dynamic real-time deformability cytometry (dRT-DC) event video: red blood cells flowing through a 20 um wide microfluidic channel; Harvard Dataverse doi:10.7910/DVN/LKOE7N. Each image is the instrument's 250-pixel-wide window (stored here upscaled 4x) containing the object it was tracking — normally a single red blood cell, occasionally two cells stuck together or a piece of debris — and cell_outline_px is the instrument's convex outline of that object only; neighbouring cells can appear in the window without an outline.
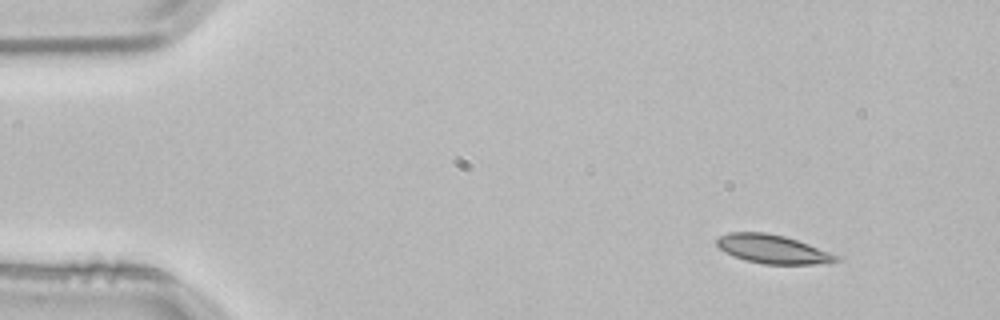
{"species": "common noctule bat (a hibernating species)", "species_latin": "Nyctalus noctula", "temperature_condition": "room temperature", "stored_images_in_passage": 3, "camera_frame_rate_fps": 3000, "um_per_image_px": 0.085, "animal": {"sex": "male", "body_mass_g": 21.5, "forearm_length_mm": 52.0}, "frame": {"image": 1, "passage_image": 1, "time_ms": 0.0, "image_size_px": [1000, 320], "cell_outline_px": [[840, 260], [832, 264], [764, 264], [744, 260], [732, 256], [724, 252], [716, 244], [716, 240], [720, 236], [728, 232], [764, 232], [784, 236], [808, 244], [840, 256]], "centroid_in_image_um": [65.69, 21.19], "position_along_channel_um": 19.3, "area_um2": 20.11}}
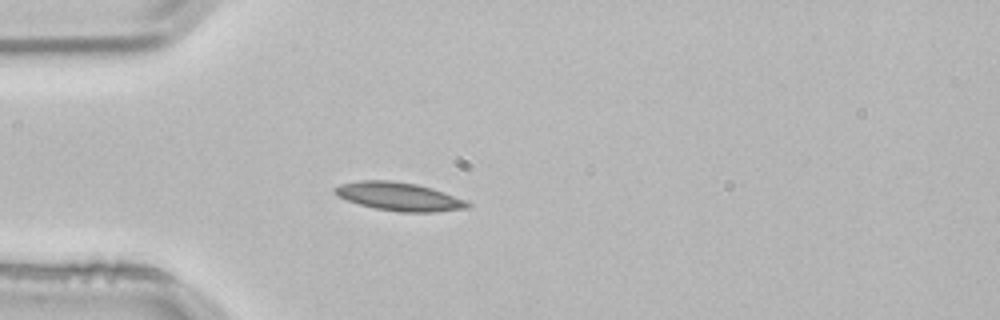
{"frame": {"image": 2, "passage_image": 3, "time_ms": 0.667, "image_size_px": [1000, 320], "cell_outline_px": [[472, 204], [468, 208], [436, 212], [400, 212], [376, 208], [360, 204], [348, 200], [340, 196], [332, 188], [340, 184], [360, 180], [392, 180], [416, 184], [432, 188], [464, 200]], "centroid_in_image_um": [33.93, 16.7], "position_along_channel_um": 51.1, "area_um2": 21.68}}